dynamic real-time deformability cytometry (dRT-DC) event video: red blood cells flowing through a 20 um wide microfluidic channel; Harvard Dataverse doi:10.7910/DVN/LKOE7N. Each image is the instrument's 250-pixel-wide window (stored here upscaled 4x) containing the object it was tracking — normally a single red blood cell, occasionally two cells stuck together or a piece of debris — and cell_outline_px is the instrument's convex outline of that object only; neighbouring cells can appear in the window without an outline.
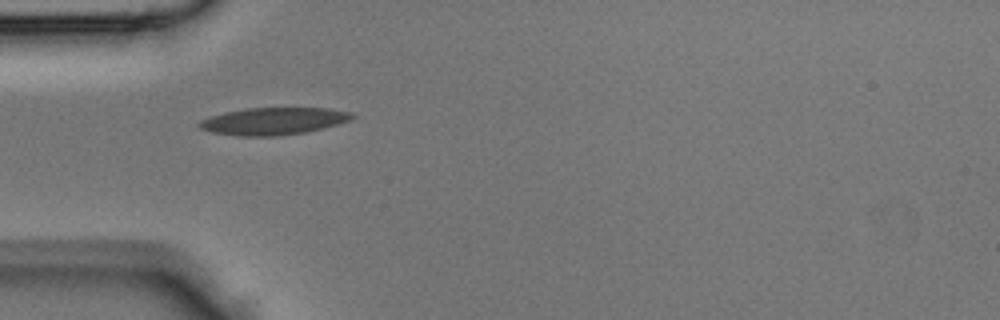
{"species": "Egyptian fruit bat (a non-hibernating species)", "species_latin": "Rousettus aegyptiacus", "temperature_condition": "room temperature", "stored_images_in_passage": 32, "camera_frame_rate_fps": 3000, "um_per_image_px": 0.085, "animal": {"sex": "male"}, "frame": {"image": 1, "passage_image": 1, "time_ms": 0.0, "image_size_px": [1000, 320], "cell_outline_px": [[356, 116], [352, 120], [324, 128], [304, 132], [276, 136], [236, 136], [212, 132], [200, 128], [196, 124], [200, 120], [224, 112], [244, 108], [328, 108], [352, 112]], "centroid_in_image_um": [23.26, 10.29], "position_along_channel_um": 61.7, "area_um2": 24.39}}
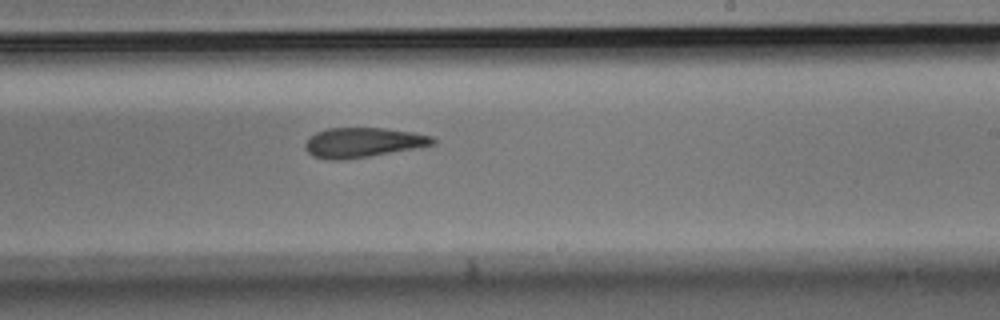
{"frame": {"image": 2, "passage_image": 14, "time_ms": 4.333, "image_size_px": [1000, 320], "cell_outline_px": [[436, 144], [368, 156], [340, 160], [328, 160], [312, 156], [304, 148], [304, 144], [316, 132], [328, 128], [384, 128], [412, 132], [432, 136], [436, 140]], "centroid_in_image_um": [30.83, 12.11], "position_along_channel_um": 258.2, "area_um2": 21.91}}
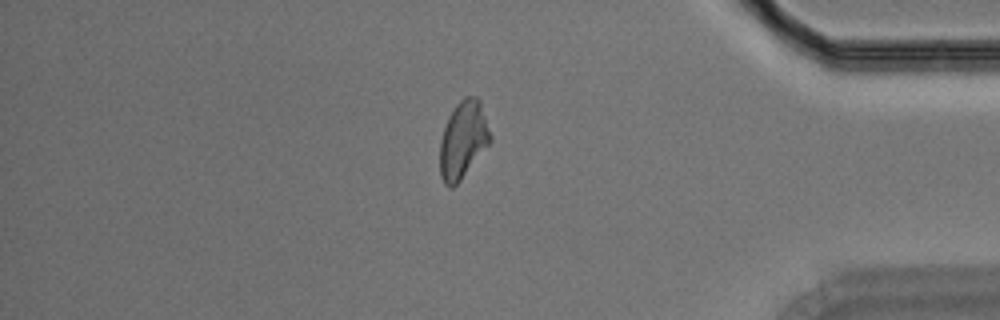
{"frame": {"image": 3, "passage_image": 25, "time_ms": 8.0, "image_size_px": [1000, 320], "cell_outline_px": [[492, 144], [460, 180], [452, 188], [448, 188], [444, 184], [440, 176], [440, 140], [448, 116], [456, 104], [464, 96], [476, 96], [480, 100], [492, 136]], "centroid_in_image_um": [39.39, 11.89], "position_along_channel_um": 395.8, "area_um2": 23.18}}